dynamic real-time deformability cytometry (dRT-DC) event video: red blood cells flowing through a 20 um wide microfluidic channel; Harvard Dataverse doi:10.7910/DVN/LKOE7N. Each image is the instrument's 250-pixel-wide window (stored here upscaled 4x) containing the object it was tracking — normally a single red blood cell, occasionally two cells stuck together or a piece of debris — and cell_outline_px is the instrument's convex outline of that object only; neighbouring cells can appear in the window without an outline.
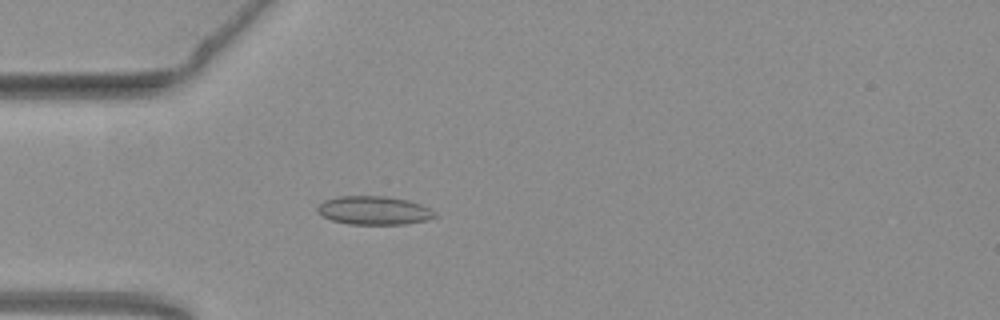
{"species": "common noctule bat (a hibernating species)", "species_latin": "Nyctalus noctula", "temperature_condition": "warm", "stored_images_in_passage": 54, "camera_frame_rate_fps": 3000, "um_per_image_px": 0.085, "animal": {"sex": "female", "body_mass_g": 19.3, "forearm_length_mm": 54.1}, "frame": {"image": 1, "passage_image": 16, "time_ms": 5.0, "image_size_px": [1000, 320], "cell_outline_px": [[440, 216], [428, 220], [404, 224], [348, 224], [332, 220], [324, 216], [316, 208], [324, 200], [336, 196], [388, 196], [408, 200], [420, 204], [436, 212]], "centroid_in_image_um": [31.83, 17.88], "position_along_channel_um": 53.2, "area_um2": 19.59}}
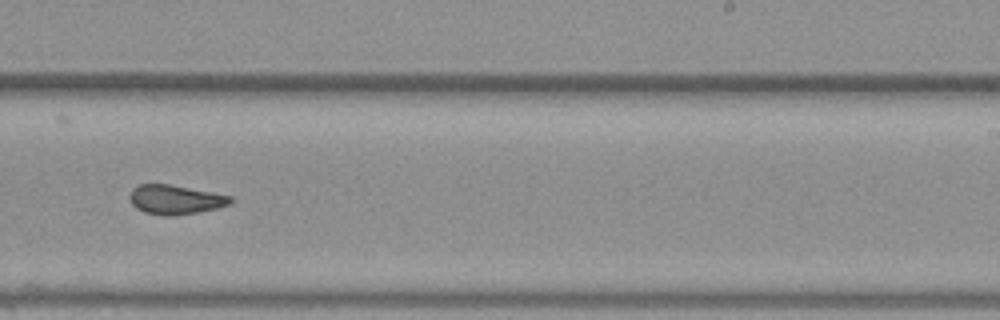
{"frame": {"image": 2, "passage_image": 34, "time_ms": 11.0, "image_size_px": [1000, 320], "cell_outline_px": [[232, 200], [228, 204], [216, 208], [200, 212], [168, 216], [144, 212], [136, 208], [132, 204], [128, 196], [132, 188], [140, 184], [168, 184], [212, 192], [232, 196]], "centroid_in_image_um": [14.86, 16.96], "position_along_channel_um": 274.1, "area_um2": 17.11}}
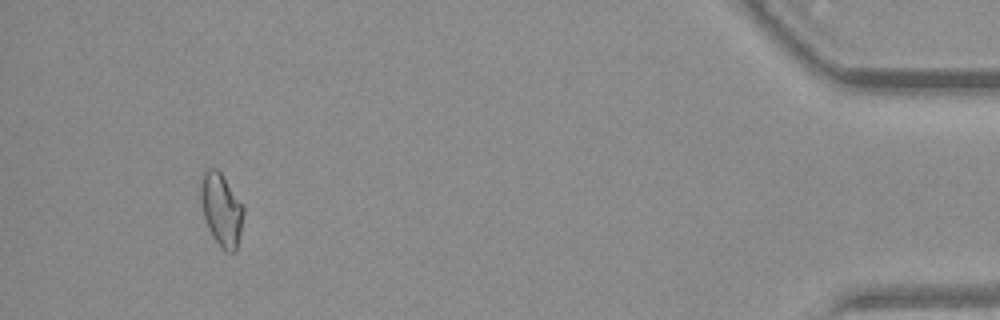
{"frame": {"image": 3, "passage_image": 51, "time_ms": 16.667, "image_size_px": [1000, 320], "cell_outline_px": [[244, 212], [236, 252], [224, 252], [212, 236], [204, 220], [200, 204], [200, 176], [208, 168], [216, 168], [220, 172], [244, 204]], "centroid_in_image_um": [18.8, 17.81], "position_along_channel_um": 416.4, "area_um2": 18.55}, "authors_computed_cell_mechanics": {"area_um2": 18.0914, "velocity_mm_per_s": 3.8058, "shape_relaxation_time_tau1_ms": null, "shape_relaxation_time_tau2_ms": 2.7366, "deformation_change_tau1": null, "deformation_change_tau2": 0.0644}}